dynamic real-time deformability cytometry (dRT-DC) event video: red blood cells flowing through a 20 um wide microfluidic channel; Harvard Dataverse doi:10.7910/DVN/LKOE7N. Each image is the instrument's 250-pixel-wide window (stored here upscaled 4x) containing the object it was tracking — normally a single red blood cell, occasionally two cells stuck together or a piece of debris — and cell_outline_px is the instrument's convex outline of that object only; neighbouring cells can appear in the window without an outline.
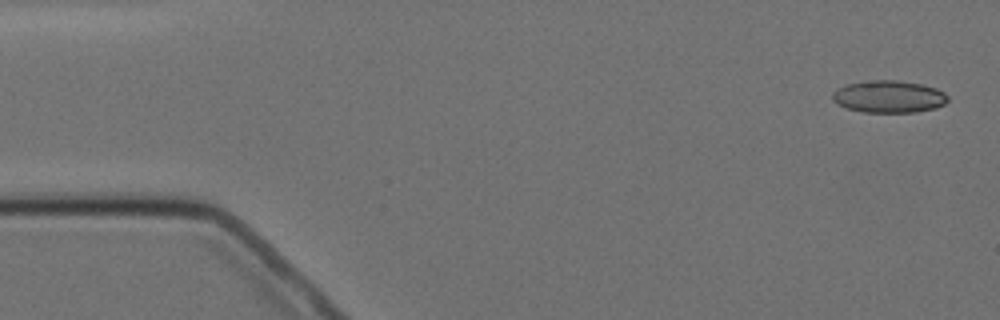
{"species": "Egyptian fruit bat (a non-hibernating species)", "species_latin": "Rousettus aegyptiacus", "temperature_condition": "cold", "stored_images_in_passage": 7, "camera_frame_rate_fps": 3000, "um_per_image_px": 0.085, "animal": {"sex": "female"}, "frame": {"image": 1, "passage_image": 1, "time_ms": 0.0, "image_size_px": [1000, 320], "cell_outline_px": [[948, 100], [944, 104], [936, 108], [916, 112], [864, 112], [844, 108], [836, 104], [832, 100], [832, 92], [836, 88], [848, 84], [872, 80], [896, 80], [924, 84], [936, 88], [944, 92], [948, 96]], "centroid_in_image_um": [75.54, 8.21], "position_along_channel_um": 9.5, "area_um2": 21.91}}
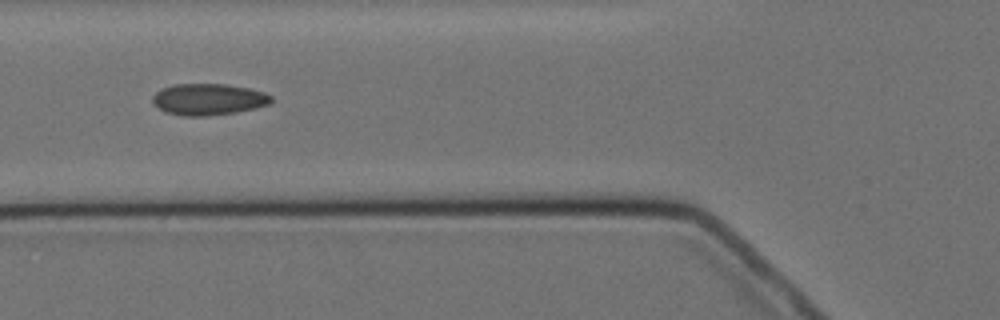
{"frame": {"image": 2, "passage_image": 6, "time_ms": 6.0, "image_size_px": [1000, 320], "cell_outline_px": [[272, 100], [268, 104], [256, 108], [236, 112], [204, 116], [184, 116], [164, 112], [152, 100], [152, 96], [160, 88], [172, 84], [228, 84], [248, 88], [264, 92], [272, 96]], "centroid_in_image_um": [17.7, 8.43], "position_along_channel_um": 108.1, "area_um2": 21.79}}
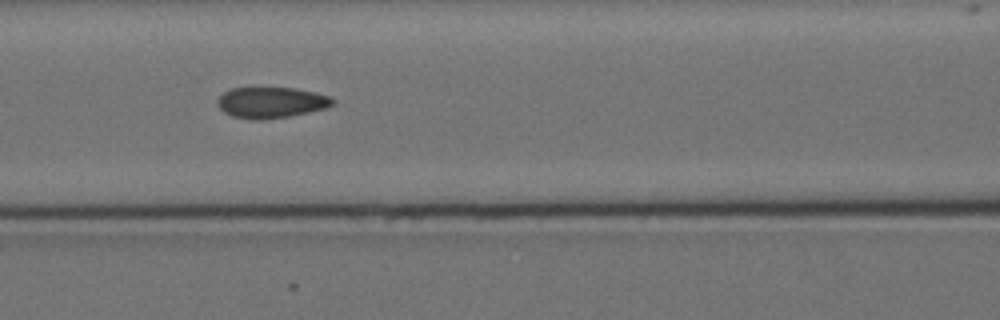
{"frame": {"image": 3, "passage_image": 7, "time_ms": 7.0, "image_size_px": [1000, 320], "cell_outline_px": [[336, 100], [328, 108], [288, 116], [260, 120], [256, 120], [232, 116], [224, 112], [216, 104], [216, 100], [224, 92], [232, 88], [292, 88], [316, 92], [328, 96]], "centroid_in_image_um": [23.04, 8.71], "position_along_channel_um": 143.6, "area_um2": 20.69}}